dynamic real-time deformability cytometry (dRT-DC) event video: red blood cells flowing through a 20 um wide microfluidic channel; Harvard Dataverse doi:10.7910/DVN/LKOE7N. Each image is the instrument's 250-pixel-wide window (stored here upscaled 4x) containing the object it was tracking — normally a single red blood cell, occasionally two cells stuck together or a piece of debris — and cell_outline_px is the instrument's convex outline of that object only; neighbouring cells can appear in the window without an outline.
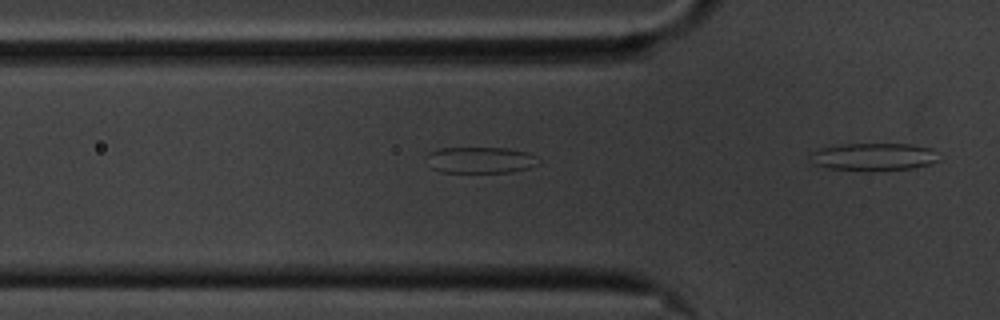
{"species": "common noctule bat (a hibernating species)", "species_latin": "Nyctalus noctula", "temperature_condition": "cold", "stored_images_in_passage": 18, "segment_of_instrument_passage": [1, 2], "camera_frame_rate_fps": 3000, "um_per_image_px": 0.085, "animal": {"sex": "male", "body_mass_g": 20.1, "forearm_length_mm": 53.5}, "frame": {"image": 1, "passage_image": 16, "time_ms": 5.0, "image_size_px": [1000, 320], "cell_outline_px": [[540, 164], [528, 168], [512, 172], [440, 172], [432, 168], [428, 156], [432, 152], [440, 148], [508, 148], [528, 152], [540, 160]], "centroid_in_image_um": [40.92, 13.61], "position_along_channel_um": 84.9, "area_um2": 16.99}}